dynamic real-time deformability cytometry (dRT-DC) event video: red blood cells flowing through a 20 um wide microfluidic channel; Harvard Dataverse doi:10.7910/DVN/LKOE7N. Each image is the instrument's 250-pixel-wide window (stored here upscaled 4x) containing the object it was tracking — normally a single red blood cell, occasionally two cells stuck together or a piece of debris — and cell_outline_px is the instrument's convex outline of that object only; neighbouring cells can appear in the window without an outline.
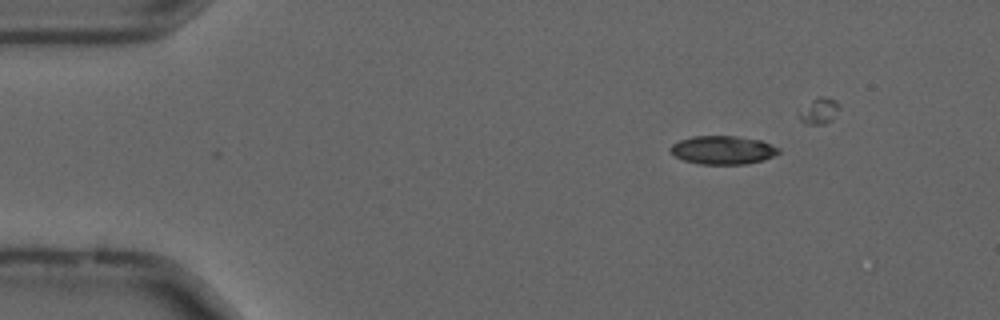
{"species": "common noctule bat (a hibernating species)", "species_latin": "Nyctalus noctula", "temperature_condition": "cold", "stored_images_in_passage": 2, "camera_frame_rate_fps": 3000, "um_per_image_px": 0.085, "animal": {"sex": "male", "forearm_length_mm": 52.5}, "frame": {"image": 1, "passage_image": 2, "time_ms": 0.333, "image_size_px": [1000, 320], "cell_outline_px": [[780, 152], [764, 160], [744, 164], [700, 164], [684, 160], [676, 156], [668, 148], [672, 144], [680, 140], [692, 136], [732, 136], [760, 140], [780, 148]], "centroid_in_image_um": [61.44, 12.75], "position_along_channel_um": 23.6, "area_um2": 17.8}}